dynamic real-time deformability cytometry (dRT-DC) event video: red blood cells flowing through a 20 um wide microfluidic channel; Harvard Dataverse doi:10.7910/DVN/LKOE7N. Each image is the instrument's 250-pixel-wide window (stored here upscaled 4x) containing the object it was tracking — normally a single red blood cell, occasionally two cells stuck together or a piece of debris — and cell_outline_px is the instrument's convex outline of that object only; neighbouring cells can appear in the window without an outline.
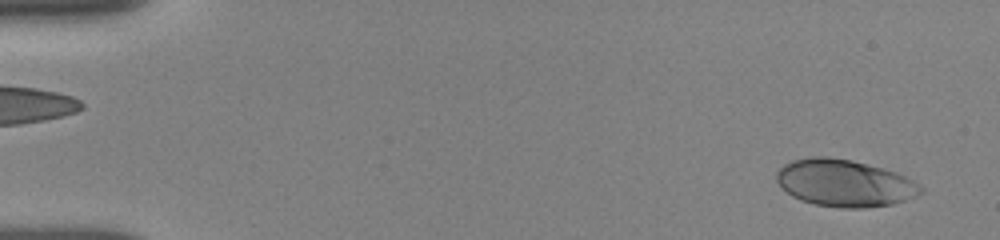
{"species": "human", "species_latin": "Homo sapiens", "temperature_condition": "room temperature", "stored_images_in_passage": 102, "camera_frame_rate_fps": 3000, "um_per_image_px": 0.085, "donor": {"sex": "female"}, "frame": {"image": 1, "passage_image": 5, "time_ms": 0.667, "image_size_px": [1000, 240], "cell_outline_px": [[924, 192], [916, 196], [892, 204], [860, 208], [840, 208], [816, 204], [800, 200], [792, 196], [776, 180], [776, 172], [784, 164], [792, 160], [812, 156], [828, 156], [852, 160], [884, 168], [896, 172], [920, 184], [924, 188]], "centroid_in_image_um": [71.8, 15.55], "position_along_channel_um": 13.2, "area_um2": 39.59}}
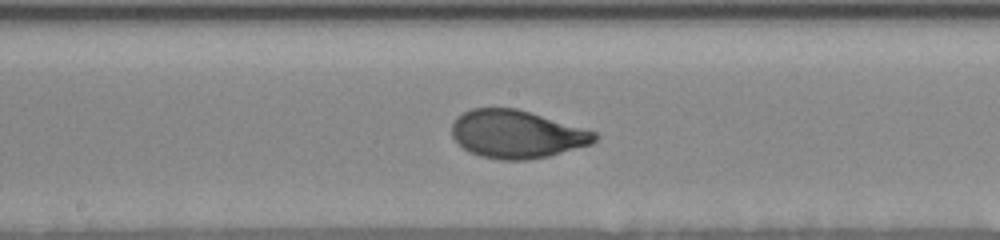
{"frame": {"image": 2, "passage_image": 53, "time_ms": 9.0, "image_size_px": [1000, 240], "cell_outline_px": [[600, 136], [592, 144], [548, 156], [524, 160], [504, 160], [480, 156], [464, 148], [452, 136], [452, 124], [456, 116], [472, 108], [516, 108], [532, 112], [596, 132]], "centroid_in_image_um": [43.94, 11.39], "position_along_channel_um": 204.3, "area_um2": 39.82}}
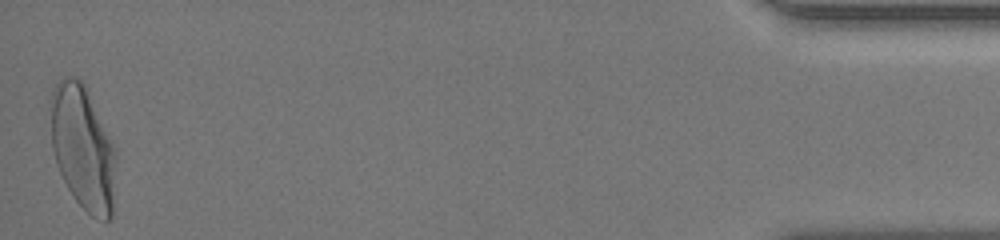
{"frame": {"image": 3, "passage_image": 101, "time_ms": 17.0, "image_size_px": [1000, 240], "cell_outline_px": [[116, 156], [112, 216], [108, 220], [104, 220], [92, 216], [76, 200], [68, 188], [56, 164], [52, 148], [48, 100], [52, 88], [64, 76], [72, 76], [80, 80], [84, 84], [116, 152]], "centroid_in_image_um": [6.99, 12.52], "position_along_channel_um": 428.2, "area_um2": 47.16}, "authors_computed_cell_mechanics": {"area_um2": 39.5063, "velocity_mm_per_s": 3.8366, "shape_relaxation_time_tau1_ms": 3.1565, "shape_relaxation_time_tau2_ms": null, "deformation_change_tau1": 0.1909, "deformation_change_tau2": null}}